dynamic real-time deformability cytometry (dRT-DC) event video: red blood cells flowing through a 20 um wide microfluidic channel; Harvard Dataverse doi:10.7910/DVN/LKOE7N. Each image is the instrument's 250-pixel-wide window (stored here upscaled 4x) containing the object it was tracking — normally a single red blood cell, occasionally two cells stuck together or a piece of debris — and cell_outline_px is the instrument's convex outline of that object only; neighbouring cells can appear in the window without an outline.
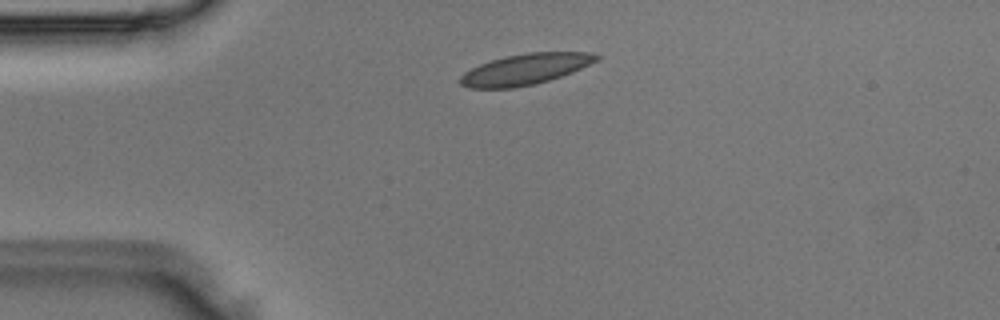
{"species": "Egyptian fruit bat (a non-hibernating species)", "species_latin": "Rousettus aegyptiacus", "temperature_condition": "room temperature", "stored_images_in_passage": 38, "camera_frame_rate_fps": 3000, "um_per_image_px": 0.085, "animal": {"sex": "male"}, "frame": {"image": 1, "passage_image": 1, "time_ms": 0.0, "image_size_px": [1000, 320], "cell_outline_px": [[600, 56], [596, 60], [572, 72], [536, 84], [512, 88], [468, 88], [460, 84], [460, 76], [464, 72], [480, 64], [504, 56], [528, 52], [588, 52]], "centroid_in_image_um": [44.59, 5.89], "position_along_channel_um": 40.4, "area_um2": 24.28}}
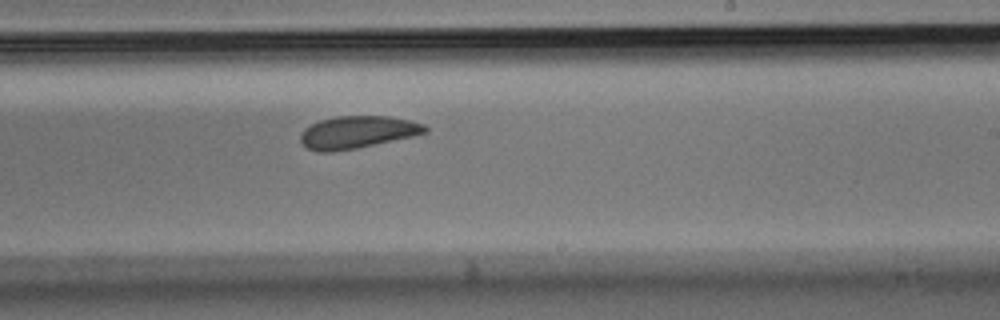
{"frame": {"image": 2, "passage_image": 19, "time_ms": 6.0, "image_size_px": [1000, 320], "cell_outline_px": [[428, 132], [412, 136], [356, 148], [332, 152], [320, 152], [308, 148], [300, 140], [300, 132], [304, 128], [320, 120], [336, 116], [388, 116], [408, 120], [424, 124], [428, 128]], "centroid_in_image_um": [30.36, 11.23], "position_along_channel_um": 258.6, "area_um2": 23.35}}
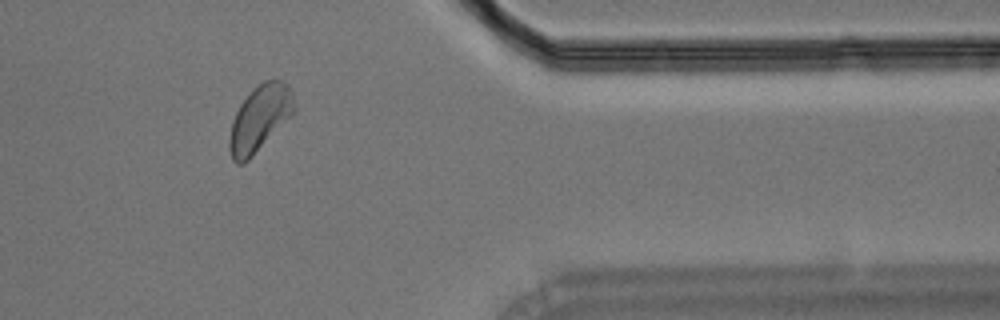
{"frame": {"image": 3, "passage_image": 30, "time_ms": 9.667, "image_size_px": [1000, 320], "cell_outline_px": [[296, 108], [292, 116], [244, 164], [236, 164], [232, 160], [228, 148], [228, 140], [232, 120], [240, 104], [264, 80], [280, 80], [288, 84], [292, 92]], "centroid_in_image_um": [22.07, 10.1], "position_along_channel_um": 389.3, "area_um2": 24.8}}